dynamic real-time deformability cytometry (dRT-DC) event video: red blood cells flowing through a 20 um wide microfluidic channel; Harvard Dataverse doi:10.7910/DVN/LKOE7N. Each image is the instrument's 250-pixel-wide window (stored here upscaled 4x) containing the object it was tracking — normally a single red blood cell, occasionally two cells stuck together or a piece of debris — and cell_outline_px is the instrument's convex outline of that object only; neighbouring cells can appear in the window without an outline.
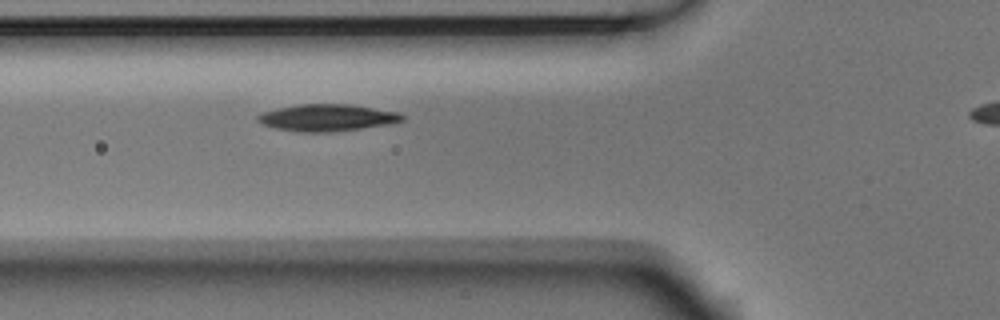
{"species": "Egyptian fruit bat (a non-hibernating species)", "species_latin": "Rousettus aegyptiacus", "temperature_condition": "room temperature", "stored_images_in_passage": 5, "segment_of_instrument_passage": [1, 2], "camera_frame_rate_fps": 3000, "um_per_image_px": 0.085, "animal": {"sex": "male"}, "frame": {"image": 1, "passage_image": 4, "time_ms": 1.0, "image_size_px": [1000, 320], "cell_outline_px": [[404, 120], [388, 124], [332, 132], [296, 132], [276, 128], [264, 124], [256, 120], [256, 116], [264, 112], [276, 108], [300, 104], [348, 104], [400, 112], [404, 116]], "centroid_in_image_um": [27.8, 10.0], "position_along_channel_um": 98.0, "area_um2": 22.54}}